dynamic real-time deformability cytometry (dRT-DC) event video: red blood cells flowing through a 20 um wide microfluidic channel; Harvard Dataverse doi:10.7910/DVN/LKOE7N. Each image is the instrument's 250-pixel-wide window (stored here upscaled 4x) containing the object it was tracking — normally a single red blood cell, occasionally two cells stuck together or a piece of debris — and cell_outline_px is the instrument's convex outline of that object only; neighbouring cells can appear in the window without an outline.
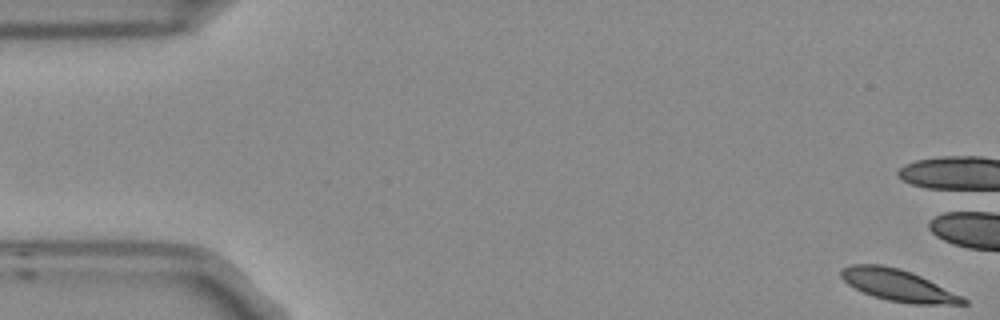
{"species": "Egyptian fruit bat (a non-hibernating species)", "species_latin": "Rousettus aegyptiacus", "temperature_condition": "room temperature", "stored_images_in_passage": 5, "camera_frame_rate_fps": 3000, "um_per_image_px": 0.085, "frame": {"image": 1, "passage_image": 1, "time_ms": 0.0, "image_size_px": [1000, 320], "cell_outline_px": [[968, 304], [912, 304], [888, 300], [872, 296], [848, 284], [840, 276], [840, 268], [852, 264], [880, 264], [900, 268], [912, 272], [964, 296], [968, 300]], "centroid_in_image_um": [76.36, 24.24], "position_along_channel_um": 8.6, "area_um2": 22.66}}